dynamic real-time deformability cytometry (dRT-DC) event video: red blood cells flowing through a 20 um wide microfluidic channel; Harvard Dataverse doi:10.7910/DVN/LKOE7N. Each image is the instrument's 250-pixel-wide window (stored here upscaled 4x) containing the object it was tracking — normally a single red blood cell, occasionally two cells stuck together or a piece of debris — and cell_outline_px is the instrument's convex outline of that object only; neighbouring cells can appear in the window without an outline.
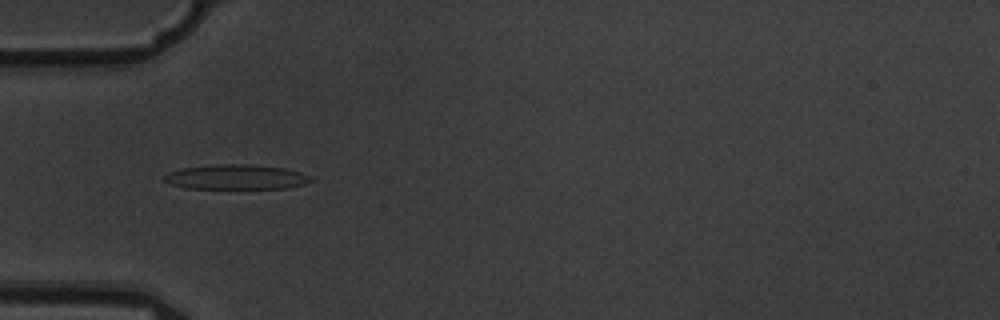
{"species": "common noctule bat (a hibernating species)", "species_latin": "Nyctalus noctula", "temperature_condition": "warm", "stored_images_in_passage": 11, "camera_frame_rate_fps": 3000, "um_per_image_px": 0.085, "animal": {"sex": "male", "body_mass_g": 19.5, "forearm_length_mm": 54.6}, "frame": {"image": 1, "passage_image": 2, "time_ms": 0.333, "image_size_px": [1000, 320], "cell_outline_px": [[312, 180], [304, 184], [288, 188], [184, 188], [172, 184], [164, 180], [164, 176], [168, 172], [180, 168], [216, 164], [244, 164], [284, 168], [300, 172], [312, 176]], "centroid_in_image_um": [20.06, 15.04], "position_along_channel_um": 64.9, "area_um2": 21.1}}
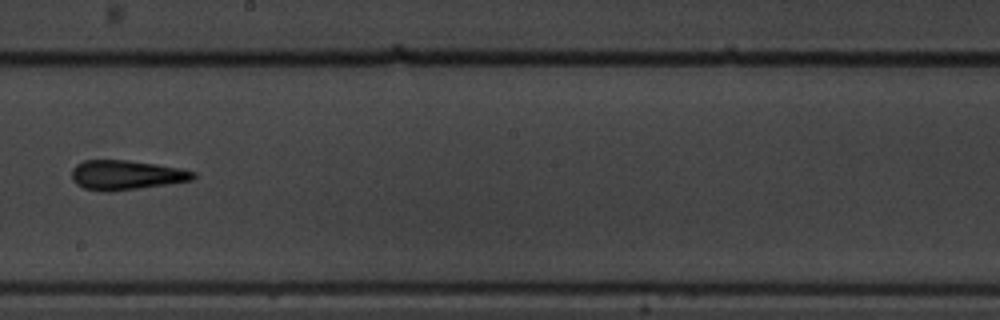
{"frame": {"image": 2, "passage_image": 6, "time_ms": 1.667, "image_size_px": [1000, 320], "cell_outline_px": [[196, 176], [192, 180], [108, 192], [104, 192], [84, 188], [76, 184], [72, 180], [72, 168], [76, 164], [84, 160], [124, 160], [156, 164], [180, 168], [196, 172]], "centroid_in_image_um": [10.68, 14.87], "position_along_channel_um": 237.5, "area_um2": 20.75}}
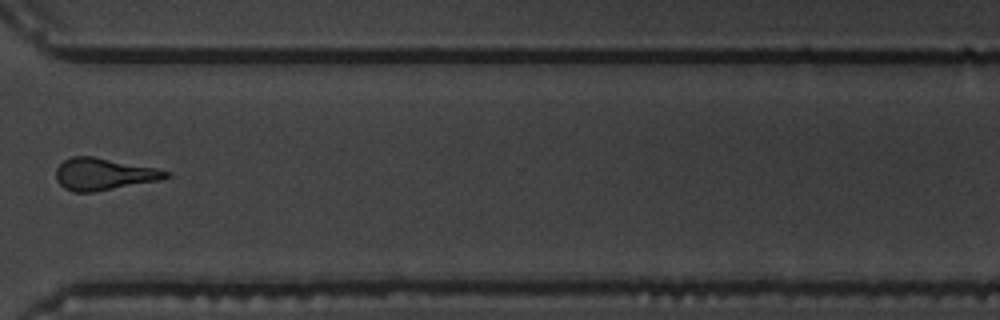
{"frame": {"image": 3, "passage_image": 9, "time_ms": 2.667, "image_size_px": [1000, 320], "cell_outline_px": [[172, 176], [160, 180], [96, 192], [72, 192], [64, 188], [56, 180], [56, 168], [64, 160], [72, 156], [92, 156], [156, 168], [172, 172]], "centroid_in_image_um": [8.83, 14.81], "position_along_channel_um": 361.8, "area_um2": 20.63}}